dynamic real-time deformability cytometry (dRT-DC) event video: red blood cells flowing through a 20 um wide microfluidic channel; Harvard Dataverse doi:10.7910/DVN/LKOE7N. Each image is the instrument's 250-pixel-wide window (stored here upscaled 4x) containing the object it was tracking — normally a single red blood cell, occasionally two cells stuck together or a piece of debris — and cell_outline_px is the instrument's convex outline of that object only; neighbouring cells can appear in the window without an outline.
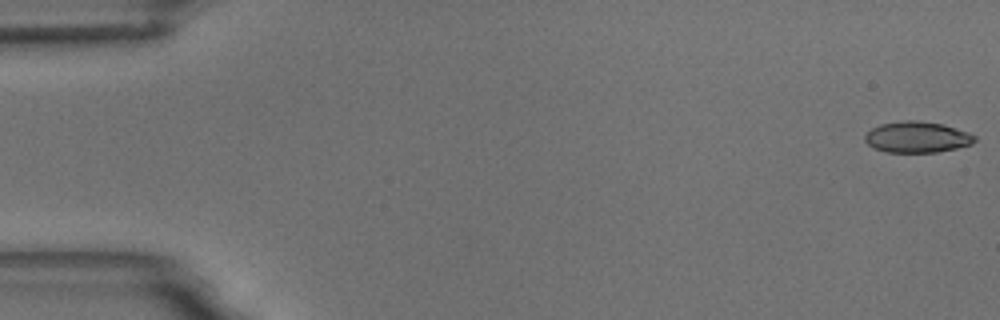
{"species": "common noctule bat (a hibernating species)", "species_latin": "Nyctalus noctula", "temperature_condition": "room temperature", "stored_images_in_passage": 57, "camera_frame_rate_fps": 3000, "um_per_image_px": 0.085, "animal": {"sex": "male", "body_mass_g": 18.8}, "frame": {"image": 1, "passage_image": 1, "time_ms": 0.0, "image_size_px": [1000, 320], "cell_outline_px": [[976, 140], [972, 144], [956, 148], [936, 152], [884, 152], [868, 144], [864, 140], [864, 136], [872, 128], [880, 124], [900, 120], [916, 120], [944, 124], [968, 132], [976, 136]], "centroid_in_image_um": [77.95, 11.64], "position_along_channel_um": 7.0, "area_um2": 19.94}}
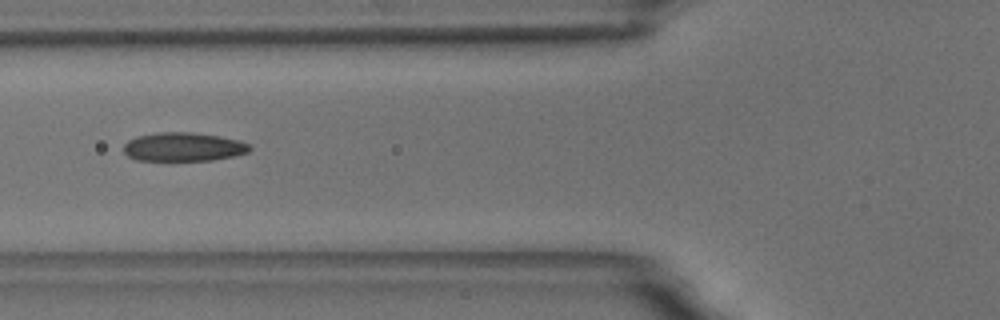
{"frame": {"image": 2, "passage_image": 22, "time_ms": 7.0, "image_size_px": [1000, 320], "cell_outline_px": [[252, 148], [248, 152], [232, 156], [212, 160], [136, 160], [128, 156], [124, 152], [124, 144], [128, 140], [136, 136], [160, 132], [192, 132], [220, 136], [240, 140], [248, 144]], "centroid_in_image_um": [15.58, 12.48], "position_along_channel_um": 110.2, "area_um2": 21.1}}
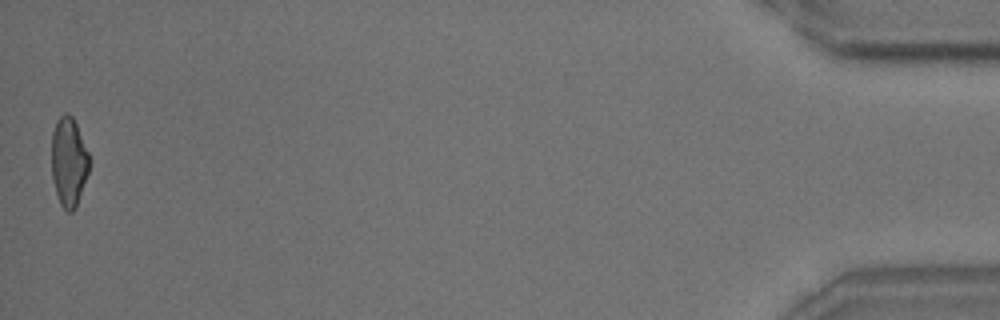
{"frame": {"image": 3, "passage_image": 57, "time_ms": 18.667, "image_size_px": [1000, 320], "cell_outline_px": [[88, 172], [76, 208], [72, 212], [68, 212], [60, 204], [56, 192], [52, 176], [52, 132], [56, 120], [64, 112], [68, 112], [72, 116], [76, 124], [88, 152]], "centroid_in_image_um": [5.83, 13.74], "position_along_channel_um": 429.4, "area_um2": 19.42}, "authors_computed_cell_mechanics": {"area_um2": 20.6346, "velocity_mm_per_s": 3.5393, "shape_relaxation_time_tau1_ms": 6.9655, "shape_relaxation_time_tau2_ms": 2.2719, "deformation_change_tau1": 0.1661, "deformation_change_tau2": 0.1056}}